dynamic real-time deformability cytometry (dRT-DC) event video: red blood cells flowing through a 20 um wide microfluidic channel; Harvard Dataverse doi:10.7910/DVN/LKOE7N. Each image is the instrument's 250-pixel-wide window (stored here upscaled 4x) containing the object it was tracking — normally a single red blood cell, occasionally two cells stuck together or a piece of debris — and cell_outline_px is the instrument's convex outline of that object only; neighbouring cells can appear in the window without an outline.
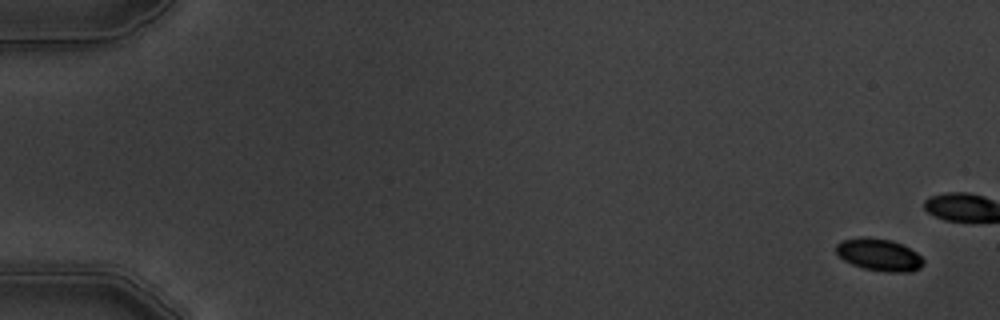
{"species": "common noctule bat (a hibernating species)", "species_latin": "Nyctalus noctula", "temperature_condition": "warm", "stored_images_in_passage": 8, "camera_frame_rate_fps": 3000, "um_per_image_px": 0.085, "animal": {"sex": "male", "body_mass_g": 19.5, "forearm_length_mm": 54.6}, "frame": {"image": 1, "passage_image": 1, "time_ms": 0.0, "image_size_px": [1000, 320], "cell_outline_px": [[924, 264], [920, 268], [912, 272], [888, 272], [864, 268], [852, 264], [844, 260], [836, 252], [836, 244], [844, 240], [864, 236], [892, 240], [916, 252], [924, 260]], "centroid_in_image_um": [74.74, 21.66], "position_along_channel_um": 10.3, "area_um2": 16.3}}
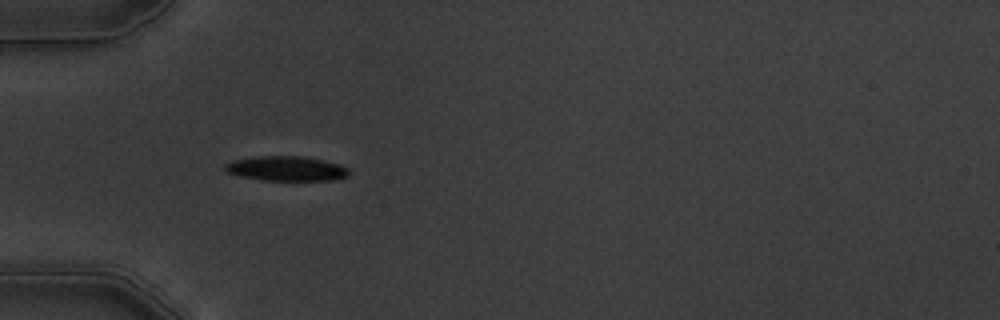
{"frame": {"image": 2, "passage_image": 7, "time_ms": 6.667, "image_size_px": [1000, 320], "cell_outline_px": [[348, 176], [336, 180], [264, 180], [240, 176], [228, 172], [224, 168], [224, 164], [232, 160], [256, 156], [304, 156], [324, 160], [348, 168]], "centroid_in_image_um": [24.32, 14.32], "position_along_channel_um": 60.7, "area_um2": 17.8}}